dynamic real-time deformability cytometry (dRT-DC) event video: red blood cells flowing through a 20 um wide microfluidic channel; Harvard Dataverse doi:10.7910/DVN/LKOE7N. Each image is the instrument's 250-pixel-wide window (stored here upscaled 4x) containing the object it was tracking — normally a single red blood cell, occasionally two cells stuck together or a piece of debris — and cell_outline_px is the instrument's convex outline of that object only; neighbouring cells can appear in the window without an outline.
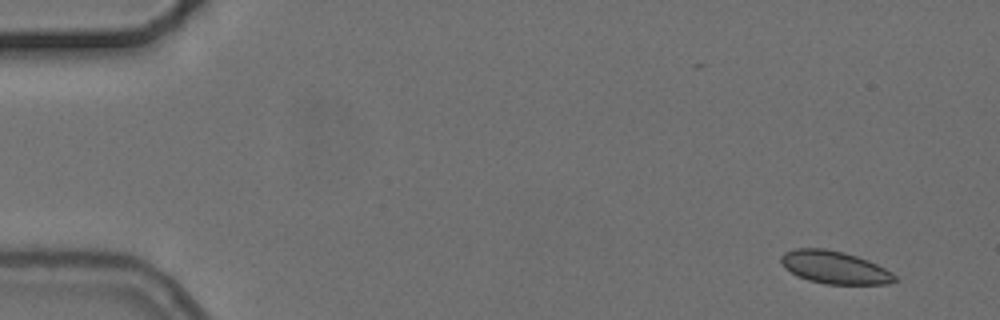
{"species": "common noctule bat (a hibernating species)", "species_latin": "Nyctalus noctula", "temperature_condition": "cold", "stored_images_in_passage": 5, "camera_frame_rate_fps": 3000, "um_per_image_px": 0.085, "animal": {"sex": "female", "body_mass_g": 24.6, "forearm_length_mm": 56.2}, "frame": {"image": 1, "passage_image": 1, "time_ms": 0.0, "image_size_px": [1000, 320], "cell_outline_px": [[900, 280], [888, 284], [824, 284], [808, 280], [796, 276], [784, 268], [780, 260], [780, 256], [784, 252], [796, 248], [824, 248], [844, 252], [868, 260], [892, 272]], "centroid_in_image_um": [70.93, 22.73], "position_along_channel_um": 14.1, "area_um2": 21.91}}
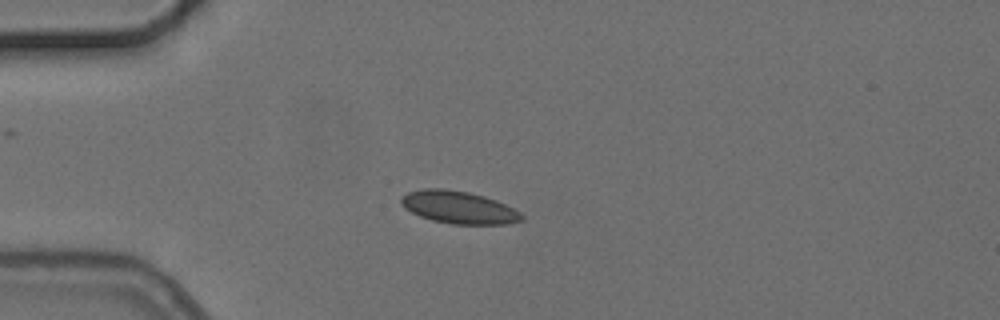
{"frame": {"image": 2, "passage_image": 4, "time_ms": 3.667, "image_size_px": [1000, 320], "cell_outline_px": [[524, 220], [508, 224], [452, 224], [432, 220], [420, 216], [404, 208], [400, 204], [400, 196], [408, 192], [424, 188], [440, 188], [468, 192], [484, 196], [496, 200], [520, 212], [524, 216]], "centroid_in_image_um": [38.97, 17.62], "position_along_channel_um": 46.0, "area_um2": 22.89}}